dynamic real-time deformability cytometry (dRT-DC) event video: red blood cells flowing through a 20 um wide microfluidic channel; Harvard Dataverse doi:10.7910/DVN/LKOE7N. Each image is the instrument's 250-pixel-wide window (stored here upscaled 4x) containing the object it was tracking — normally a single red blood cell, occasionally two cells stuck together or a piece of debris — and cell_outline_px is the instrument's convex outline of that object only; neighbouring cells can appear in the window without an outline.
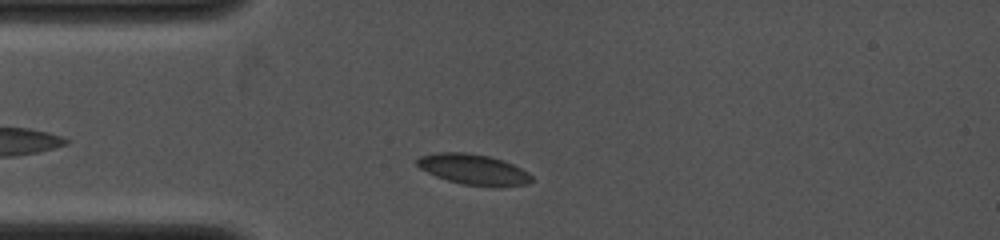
{"species": "common noctule bat (a hibernating species)", "species_latin": "Nyctalus noctula", "temperature_condition": "cold", "stored_images_in_passage": 61, "camera_frame_rate_fps": 4000, "um_per_image_px": 0.085, "animal": {"sex": "female", "body_mass_g": 19.0, "forearm_length_mm": 53.3}, "frame": {"image": 1, "passage_image": 10, "time_ms": 1.5, "image_size_px": [1000, 240], "cell_outline_px": [[532, 180], [528, 184], [500, 188], [496, 188], [464, 184], [448, 180], [436, 176], [420, 168], [416, 164], [416, 160], [420, 156], [436, 152], [468, 152], [488, 156], [504, 160], [528, 172], [532, 176]], "centroid_in_image_um": [40.27, 14.41], "position_along_channel_um": 44.7, "area_um2": 20.63}}
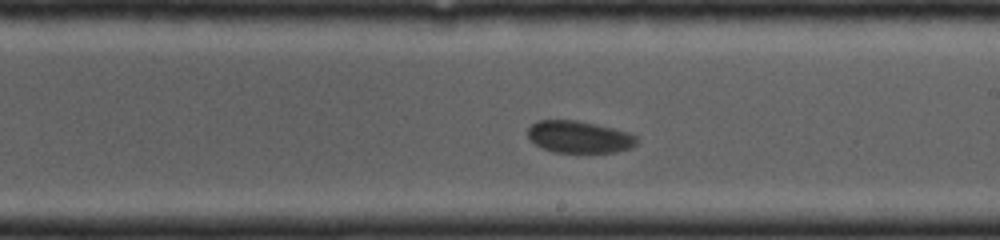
{"frame": {"image": 2, "passage_image": 37, "time_ms": 6.25, "image_size_px": [1000, 240], "cell_outline_px": [[640, 140], [632, 148], [616, 152], [552, 152], [536, 144], [528, 136], [528, 128], [536, 120], [576, 120], [596, 124], [628, 132], [636, 136]], "centroid_in_image_um": [49.26, 11.64], "position_along_channel_um": 239.7, "area_um2": 20.35}}
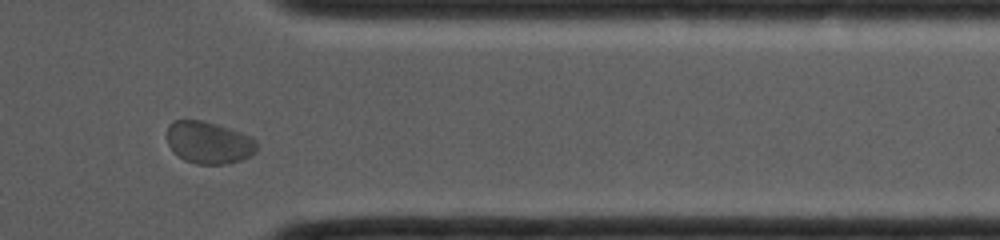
{"frame": {"image": 3, "passage_image": 58, "time_ms": 9.75, "image_size_px": [1000, 240], "cell_outline_px": [[260, 144], [256, 152], [252, 156], [228, 164], [196, 164], [184, 160], [168, 144], [168, 124], [172, 120], [200, 120], [216, 124], [252, 136]], "centroid_in_image_um": [17.81, 12.12], "position_along_channel_um": 393.6, "area_um2": 22.2}}